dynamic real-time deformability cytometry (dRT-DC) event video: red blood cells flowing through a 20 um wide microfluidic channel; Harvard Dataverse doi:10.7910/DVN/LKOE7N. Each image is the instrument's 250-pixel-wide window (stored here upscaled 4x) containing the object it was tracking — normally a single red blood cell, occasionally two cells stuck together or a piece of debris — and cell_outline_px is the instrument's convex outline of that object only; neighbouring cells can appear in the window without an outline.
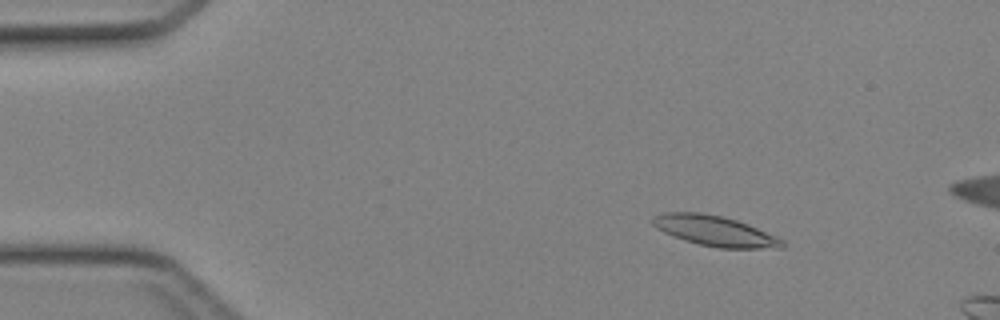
{"species": "Egyptian fruit bat (a non-hibernating species)", "species_latin": "Rousettus aegyptiacus", "temperature_condition": "cold", "stored_images_in_passage": 13, "camera_frame_rate_fps": 3000, "um_per_image_px": 0.085, "animal": {"sex": "female"}, "frame": {"image": 1, "passage_image": 6, "time_ms": 1.667, "image_size_px": [1000, 320], "cell_outline_px": [[784, 248], [716, 248], [684, 240], [672, 236], [656, 228], [652, 224], [652, 216], [664, 212], [700, 212], [720, 216], [736, 220], [748, 224], [776, 236], [784, 240]], "centroid_in_image_um": [60.74, 19.63], "position_along_channel_um": 24.3, "area_um2": 22.89}}